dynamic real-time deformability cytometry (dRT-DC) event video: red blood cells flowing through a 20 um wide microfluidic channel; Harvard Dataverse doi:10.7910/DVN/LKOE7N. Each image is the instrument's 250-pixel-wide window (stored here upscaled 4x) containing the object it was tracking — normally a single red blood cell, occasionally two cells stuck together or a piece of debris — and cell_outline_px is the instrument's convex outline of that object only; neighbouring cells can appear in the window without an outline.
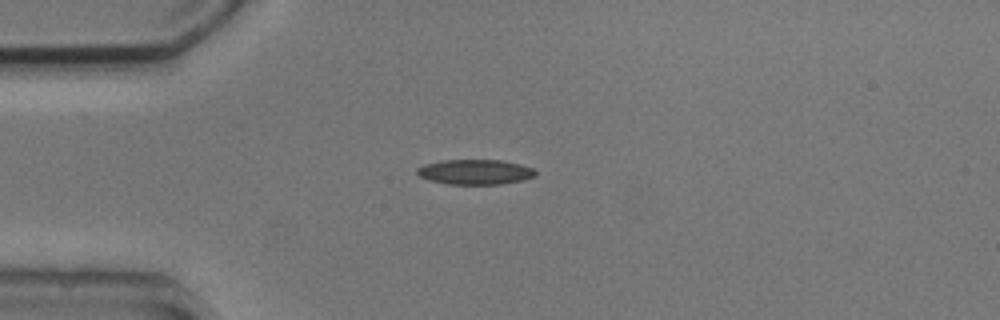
{"species": "common noctule bat (a hibernating species)", "species_latin": "Nyctalus noctula", "temperature_condition": "cold", "stored_images_in_passage": 5, "segment_of_instrument_passage": [2, 2], "camera_frame_rate_fps": 3000, "um_per_image_px": 0.085, "animal": {"sex": "male", "body_mass_g": 20.5, "forearm_length_mm": 52.5}, "frame": {"image": 1, "passage_image": 5, "time_ms": 6.0, "image_size_px": [1000, 320], "cell_outline_px": [[536, 176], [524, 180], [504, 184], [448, 184], [428, 180], [420, 176], [416, 172], [416, 168], [424, 164], [440, 160], [500, 160], [520, 164], [532, 168], [536, 172]], "centroid_in_image_um": [40.38, 14.62], "position_along_channel_um": 44.6, "area_um2": 17.4}}